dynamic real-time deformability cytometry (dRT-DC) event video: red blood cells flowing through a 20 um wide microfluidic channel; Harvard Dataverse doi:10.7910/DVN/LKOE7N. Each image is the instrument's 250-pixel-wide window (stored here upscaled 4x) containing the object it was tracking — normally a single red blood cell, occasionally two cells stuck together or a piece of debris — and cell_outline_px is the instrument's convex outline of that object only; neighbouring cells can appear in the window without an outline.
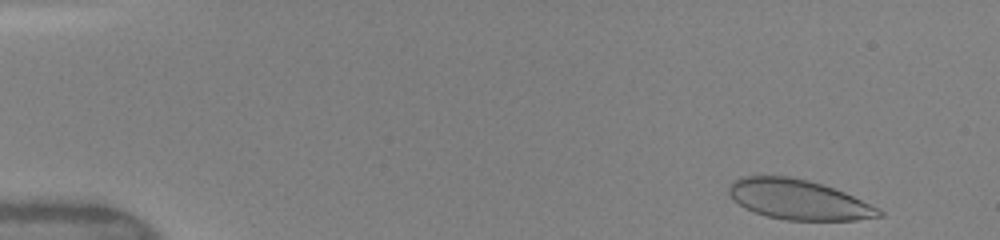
{"species": "human", "species_latin": "Homo sapiens", "temperature_condition": "warm", "stored_images_in_passage": 47, "camera_frame_rate_fps": 3000, "um_per_image_px": 0.085, "donor": {"sex": "female"}, "frame": {"image": 1, "passage_image": 2, "time_ms": 0.333, "image_size_px": [1000, 240], "cell_outline_px": [[884, 216], [856, 220], [784, 220], [768, 216], [744, 208], [728, 192], [728, 188], [732, 180], [740, 176], [788, 176], [808, 180], [844, 192], [880, 208], [884, 212]], "centroid_in_image_um": [67.89, 16.97], "position_along_channel_um": 17.1, "area_um2": 34.8}}
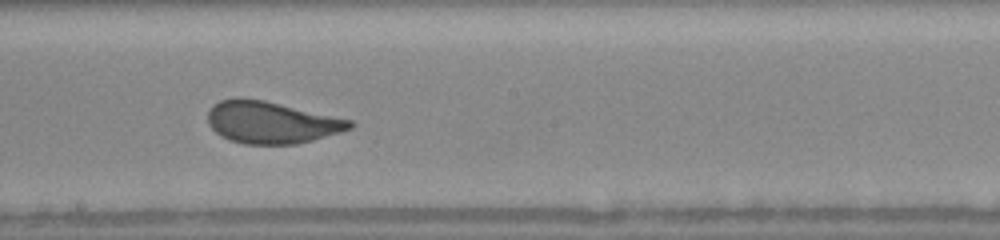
{"frame": {"image": 2, "passage_image": 26, "time_ms": 8.333, "image_size_px": [1000, 240], "cell_outline_px": [[356, 124], [352, 128], [340, 132], [312, 140], [296, 144], [244, 144], [228, 140], [220, 136], [208, 124], [208, 112], [212, 104], [220, 100], [264, 100], [352, 120]], "centroid_in_image_um": [23.08, 10.43], "position_along_channel_um": 225.1, "area_um2": 34.33}}
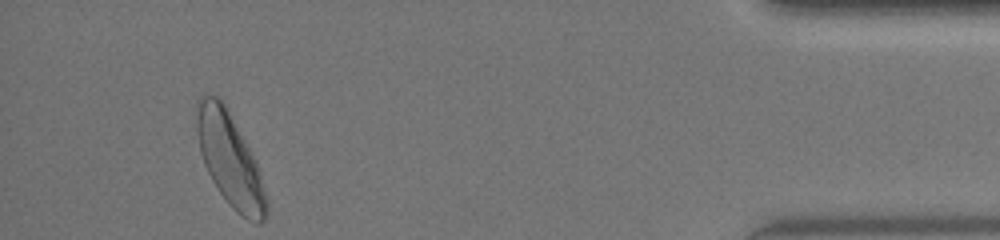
{"frame": {"image": 3, "passage_image": 44, "time_ms": 14.333, "image_size_px": [1000, 240], "cell_outline_px": [[268, 208], [264, 220], [260, 224], [256, 224], [248, 220], [236, 212], [232, 208], [220, 192], [212, 180], [204, 164], [200, 152], [196, 132], [196, 100], [204, 92], [216, 96], [228, 108], [256, 160], [260, 172], [268, 200]], "centroid_in_image_um": [19.54, 13.54], "position_along_channel_um": 415.7, "area_um2": 38.21}, "authors_computed_cell_mechanics": {"area_um2": 35.2002, "velocity_mm_per_s": 4.107, "shape_relaxation_time_tau1_ms": 3.7528, "shape_relaxation_time_tau2_ms": null, "deformation_change_tau1": 0.13, "deformation_change_tau2": null}}